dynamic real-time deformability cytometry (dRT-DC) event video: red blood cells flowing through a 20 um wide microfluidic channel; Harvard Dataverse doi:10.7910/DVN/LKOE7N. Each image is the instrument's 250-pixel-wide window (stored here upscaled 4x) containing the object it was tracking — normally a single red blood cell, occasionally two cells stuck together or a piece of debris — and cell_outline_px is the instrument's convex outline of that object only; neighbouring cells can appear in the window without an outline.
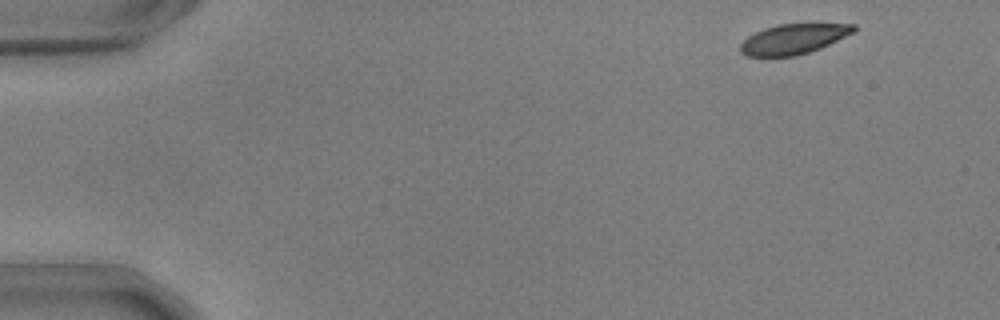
{"species": "common noctule bat (a hibernating species)", "species_latin": "Nyctalus noctula", "temperature_condition": "warm", "stored_images_in_passage": 51, "camera_frame_rate_fps": 3000, "um_per_image_px": 0.085, "animal": {"sex": "male", "body_mass_g": 17.9, "forearm_length_mm": 54.2}, "frame": {"image": 1, "passage_image": 1, "time_ms": 0.0, "image_size_px": [1000, 320], "cell_outline_px": [[856, 32], [820, 48], [796, 56], [744, 56], [740, 52], [740, 44], [748, 36], [764, 28], [776, 24], [856, 24]], "centroid_in_image_um": [67.45, 3.31], "position_along_channel_um": 17.6, "area_um2": 19.88}}
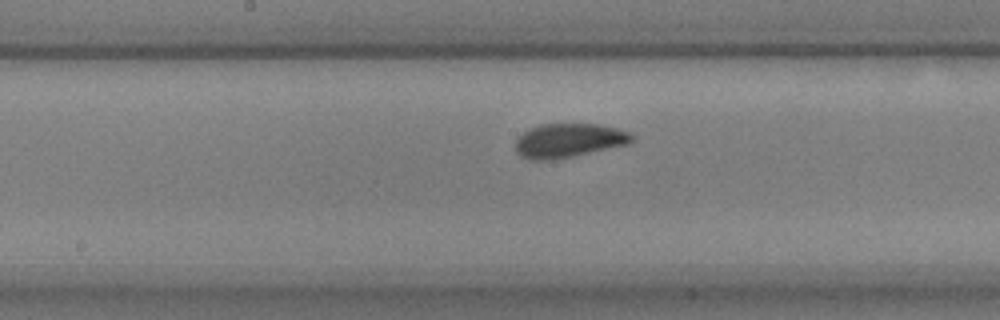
{"frame": {"image": 2, "passage_image": 25, "time_ms": 8.0, "image_size_px": [1000, 320], "cell_outline_px": [[636, 136], [628, 144], [572, 156], [552, 160], [532, 160], [520, 156], [516, 152], [516, 140], [524, 132], [540, 124], [596, 124], [616, 128], [628, 132]], "centroid_in_image_um": [48.33, 11.94], "position_along_channel_um": 199.9, "area_um2": 22.83}}
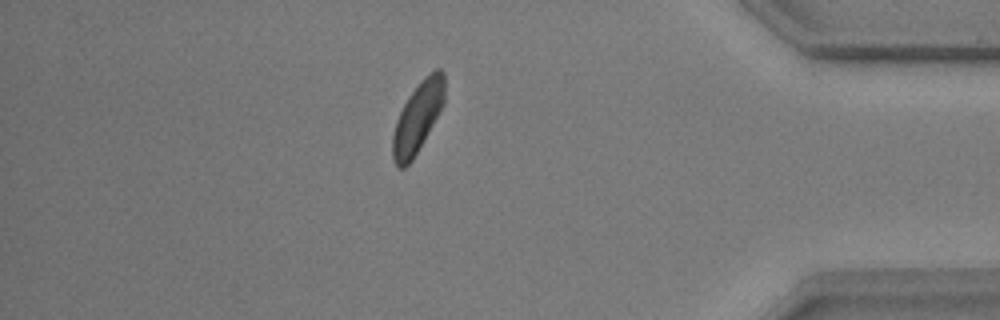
{"frame": {"image": 3, "passage_image": 44, "time_ms": 14.333, "image_size_px": [1000, 320], "cell_outline_px": [[444, 104], [412, 160], [404, 168], [396, 168], [392, 160], [392, 136], [396, 120], [408, 96], [420, 80], [424, 76], [436, 68], [440, 68], [444, 72]], "centroid_in_image_um": [35.49, 9.97], "position_along_channel_um": 399.7, "area_um2": 21.27}, "authors_computed_cell_mechanics": {"area_um2": 22.0218, "velocity_mm_per_s": 3.6639, "shape_relaxation_time_tau1_ms": 3.5364, "shape_relaxation_time_tau2_ms": null, "deformation_change_tau1": 0.1342, "deformation_change_tau2": null}}